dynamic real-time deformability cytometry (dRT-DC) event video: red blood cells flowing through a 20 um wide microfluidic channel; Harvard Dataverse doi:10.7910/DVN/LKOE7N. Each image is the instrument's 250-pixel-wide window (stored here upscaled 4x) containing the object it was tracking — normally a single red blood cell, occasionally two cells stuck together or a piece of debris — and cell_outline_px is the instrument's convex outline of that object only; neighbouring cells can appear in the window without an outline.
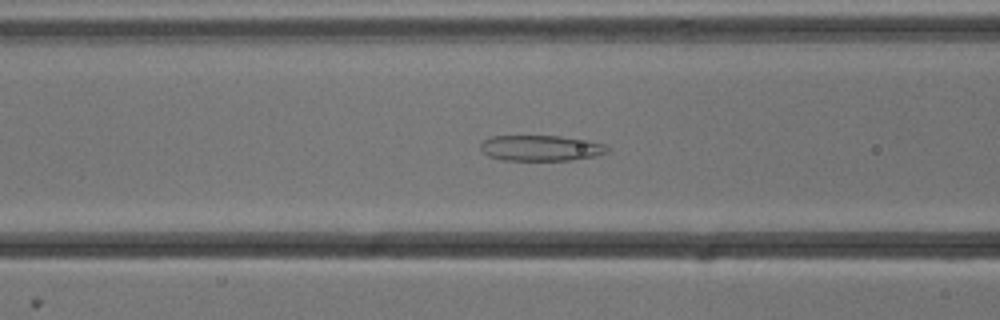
{"species": "common noctule bat (a hibernating species)", "species_latin": "Nyctalus noctula", "temperature_condition": "cold", "stored_images_in_passage": 42, "camera_frame_rate_fps": 3000, "um_per_image_px": 0.085, "animal": {"sex": "male", "body_mass_g": 13.3}, "frame": {"image": 1, "passage_image": 10, "time_ms": 3.0, "image_size_px": [1000, 320], "cell_outline_px": [[608, 152], [596, 156], [568, 160], [500, 160], [488, 156], [480, 148], [480, 144], [484, 140], [492, 136], [560, 136], [588, 140], [604, 144], [608, 148]], "centroid_in_image_um": [45.96, 12.58], "position_along_channel_um": 120.6, "area_um2": 18.96}}
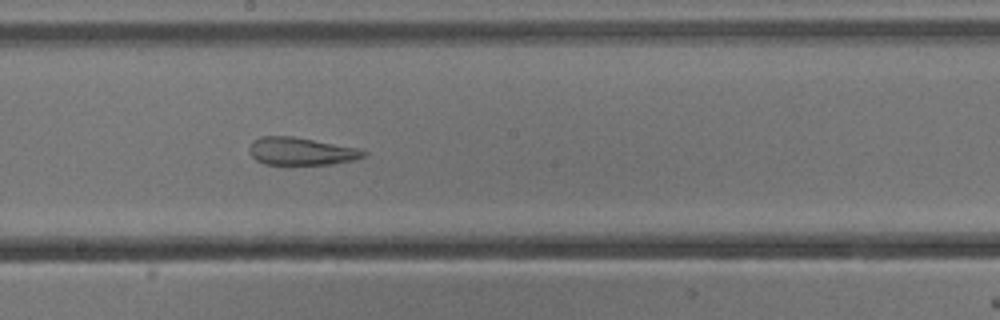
{"frame": {"image": 2, "passage_image": 18, "time_ms": 5.667, "image_size_px": [1000, 320], "cell_outline_px": [[368, 152], [364, 156], [352, 160], [332, 164], [264, 164], [256, 160], [248, 152], [248, 148], [252, 140], [260, 136], [292, 136], [360, 148]], "centroid_in_image_um": [25.56, 12.85], "position_along_channel_um": 222.6, "area_um2": 18.5}}
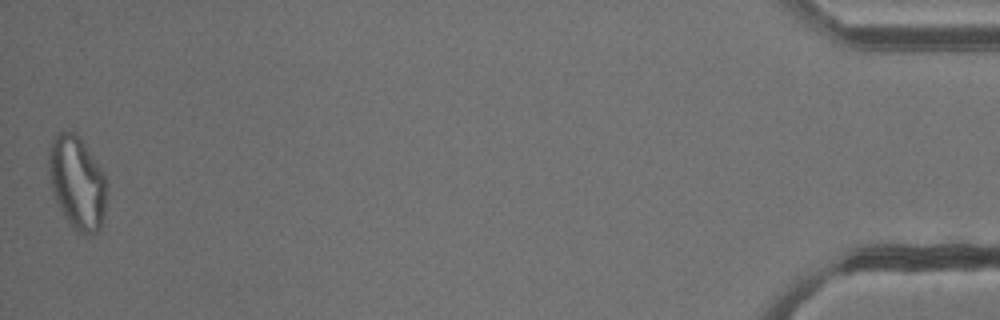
{"frame": {"image": 3, "passage_image": 42, "time_ms": 13.667, "image_size_px": [1000, 320], "cell_outline_px": [[108, 184], [104, 216], [100, 228], [96, 232], [88, 236], [76, 232], [72, 228], [64, 216], [52, 192], [48, 168], [48, 144], [52, 136], [56, 132], [72, 132], [80, 136], [100, 168]], "centroid_in_image_um": [6.54, 15.52], "position_along_channel_um": 428.7, "area_um2": 31.96}, "authors_computed_cell_mechanics": {"area_um2": 22.0218, "velocity_mm_per_s": 3.8213, "shape_relaxation_time_tau1_ms": null, "shape_relaxation_time_tau2_ms": 2.2838, "deformation_change_tau1": null, "deformation_change_tau2": 0.1181}}